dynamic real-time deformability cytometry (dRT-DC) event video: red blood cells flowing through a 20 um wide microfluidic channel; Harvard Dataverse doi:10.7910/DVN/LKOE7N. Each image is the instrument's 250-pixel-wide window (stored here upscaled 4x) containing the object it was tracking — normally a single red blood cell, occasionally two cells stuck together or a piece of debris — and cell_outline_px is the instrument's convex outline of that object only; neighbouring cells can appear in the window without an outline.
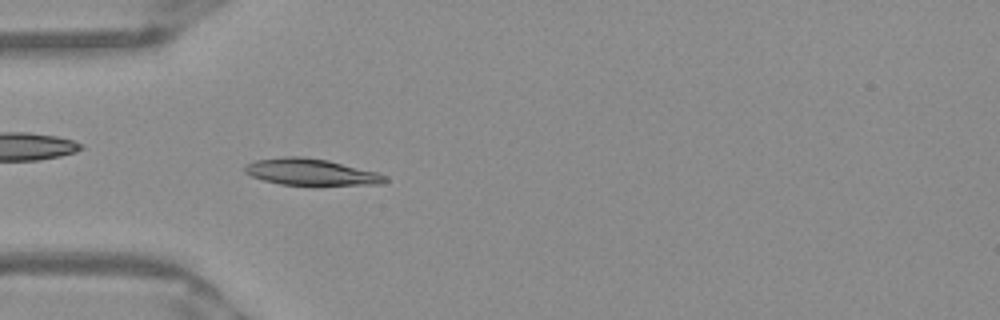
{"species": "Egyptian fruit bat (a non-hibernating species)", "species_latin": "Rousettus aegyptiacus", "temperature_condition": "warm", "stored_images_in_passage": 51, "camera_frame_rate_fps": 3000, "um_per_image_px": 0.085, "frame": {"image": 1, "passage_image": 15, "time_ms": 4.667, "image_size_px": [1000, 320], "cell_outline_px": [[388, 180], [384, 184], [312, 188], [280, 184], [264, 180], [252, 176], [244, 172], [244, 168], [248, 164], [256, 160], [284, 156], [304, 156], [328, 160], [376, 172], [388, 176]], "centroid_in_image_um": [26.52, 14.68], "position_along_channel_um": 58.5, "area_um2": 22.83}}
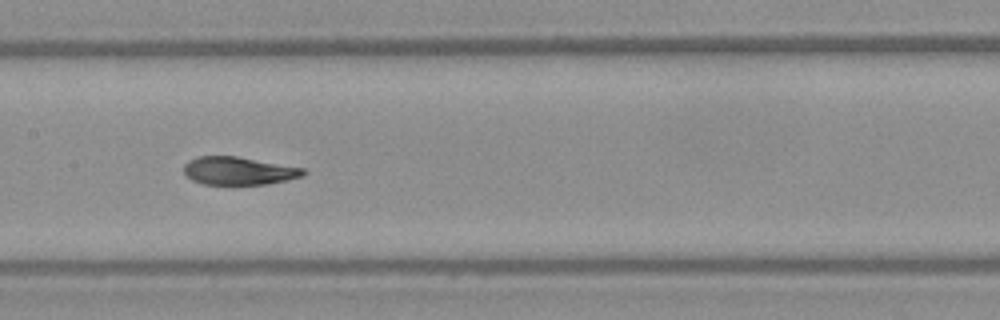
{"frame": {"image": 2, "passage_image": 25, "time_ms": 8.0, "image_size_px": [1000, 320], "cell_outline_px": [[308, 172], [304, 176], [288, 180], [268, 184], [204, 184], [192, 180], [184, 176], [184, 164], [188, 160], [196, 156], [236, 156], [304, 168]], "centroid_in_image_um": [20.28, 14.52], "position_along_channel_um": 187.1, "area_um2": 19.65}}
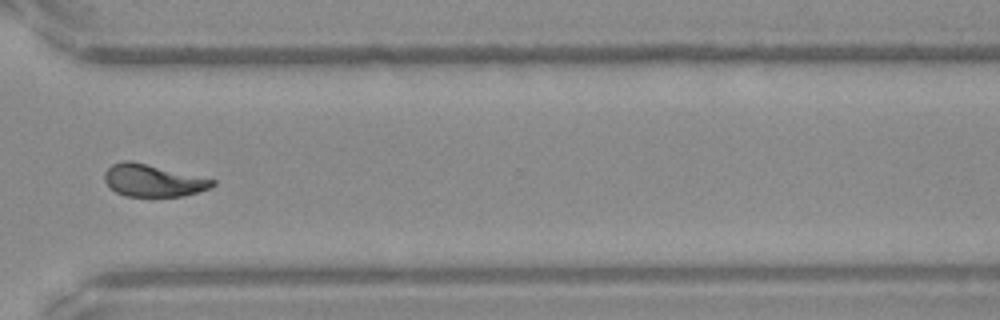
{"frame": {"image": 3, "passage_image": 38, "time_ms": 12.333, "image_size_px": [1000, 320], "cell_outline_px": [[216, 184], [212, 188], [184, 196], [124, 196], [116, 192], [104, 180], [104, 172], [112, 164], [124, 160], [128, 160], [216, 180]], "centroid_in_image_um": [13.01, 15.35], "position_along_channel_um": 357.6, "area_um2": 20.06}, "authors_computed_cell_mechanics": {"area_um2": 20.4612, "velocity_mm_per_s": 3.9389, "shape_relaxation_time_tau1_ms": 6.0663, "shape_relaxation_time_tau2_ms": 1.6194, "deformation_change_tau1": 0.1807, "deformation_change_tau2": 0.0466}}